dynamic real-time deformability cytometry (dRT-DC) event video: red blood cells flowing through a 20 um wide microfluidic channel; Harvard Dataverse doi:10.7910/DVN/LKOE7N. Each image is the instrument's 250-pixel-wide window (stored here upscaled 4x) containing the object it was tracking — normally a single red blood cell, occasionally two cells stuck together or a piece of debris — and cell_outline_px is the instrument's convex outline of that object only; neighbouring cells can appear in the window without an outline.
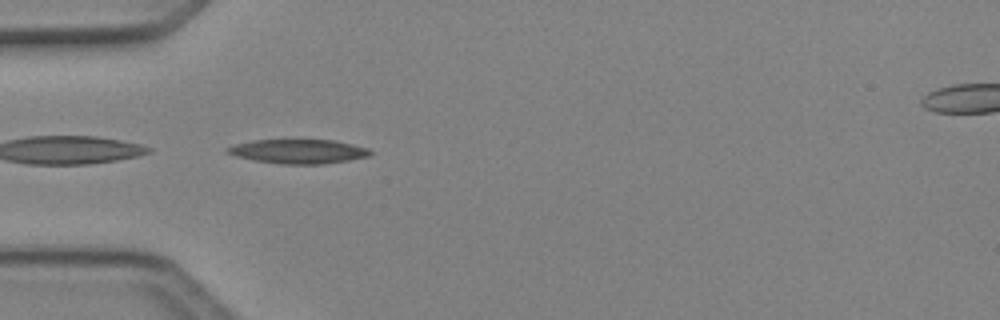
{"species": "Egyptian fruit bat (a non-hibernating species)", "species_latin": "Rousettus aegyptiacus", "temperature_condition": "cold", "stored_images_in_passage": 29, "camera_frame_rate_fps": 3000, "um_per_image_px": 0.085, "animal": {"sex": "female"}, "frame": {"image": 1, "passage_image": 1, "time_ms": 0.0, "image_size_px": [1000, 320], "cell_outline_px": [[372, 152], [368, 156], [348, 160], [324, 164], [280, 164], [256, 160], [236, 156], [224, 152], [224, 148], [232, 144], [252, 140], [332, 140], [352, 144], [368, 148]], "centroid_in_image_um": [25.3, 12.86], "position_along_channel_um": 59.7, "area_um2": 20.17}}
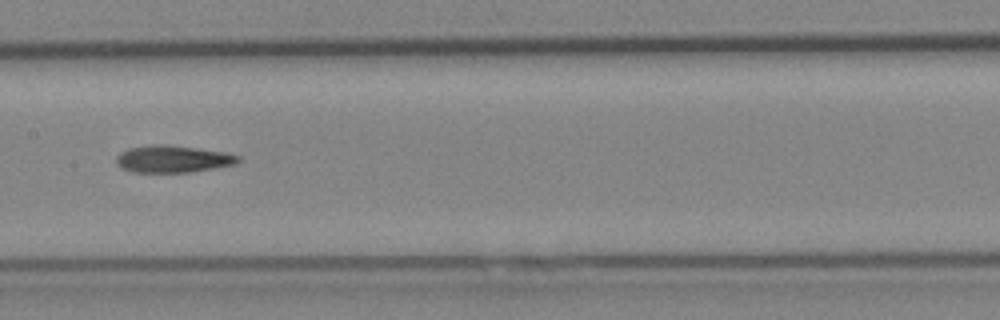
{"frame": {"image": 2, "passage_image": 11, "time_ms": 3.333, "image_size_px": [1000, 320], "cell_outline_px": [[240, 160], [236, 164], [188, 172], [132, 172], [116, 164], [116, 156], [120, 152], [128, 148], [148, 144], [168, 144], [224, 152], [240, 156]], "centroid_in_image_um": [14.65, 13.5], "position_along_channel_um": 192.7, "area_um2": 19.25}}
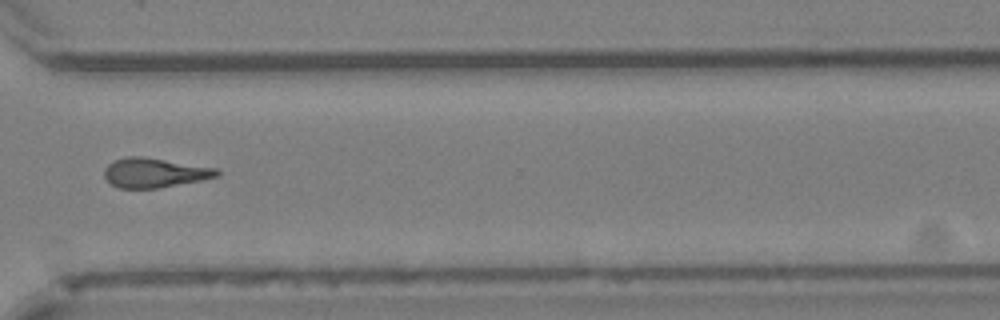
{"frame": {"image": 3, "passage_image": 23, "time_ms": 7.333, "image_size_px": [1000, 320], "cell_outline_px": [[220, 176], [200, 180], [156, 188], [120, 188], [112, 184], [104, 176], [104, 168], [112, 160], [124, 156], [140, 156], [216, 168], [220, 172]], "centroid_in_image_um": [13.09, 14.67], "position_along_channel_um": 357.5, "area_um2": 19.19}, "authors_computed_cell_mechanics": {"area_um2": 19.1896, "velocity_mm_per_s": 4.0973, "shape_relaxation_time_tau1_ms": 8.6968, "shape_relaxation_time_tau2_ms": 6.9264, "deformation_change_tau1": 0.1915, "deformation_change_tau2": 0.2091}}